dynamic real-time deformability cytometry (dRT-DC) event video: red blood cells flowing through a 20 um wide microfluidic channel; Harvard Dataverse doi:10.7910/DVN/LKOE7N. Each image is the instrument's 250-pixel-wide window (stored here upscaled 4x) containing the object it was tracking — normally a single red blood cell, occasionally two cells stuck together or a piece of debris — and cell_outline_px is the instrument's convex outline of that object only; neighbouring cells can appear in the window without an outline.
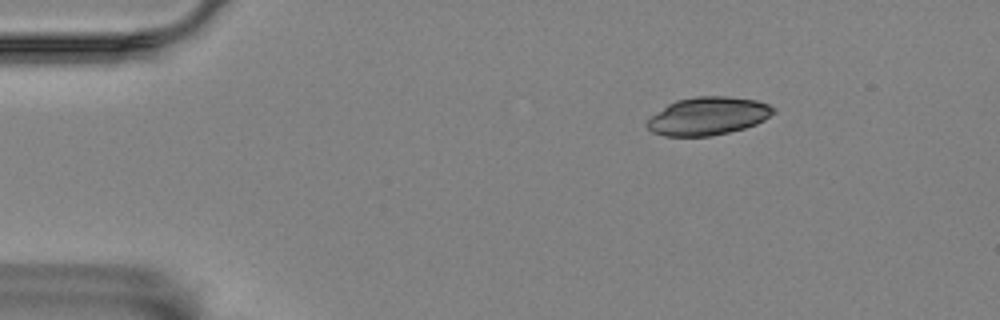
{"species": "Egyptian fruit bat (a non-hibernating species)", "species_latin": "Rousettus aegyptiacus", "temperature_condition": "room temperature", "stored_images_in_passage": 11, "camera_frame_rate_fps": 3000, "um_per_image_px": 0.085, "animal": {"sex": "female"}, "frame": {"image": 1, "passage_image": 1, "time_ms": 0.0, "image_size_px": [1000, 320], "cell_outline_px": [[776, 112], [764, 120], [756, 124], [744, 128], [728, 132], [708, 136], [664, 136], [652, 132], [644, 124], [652, 116], [668, 104], [676, 100], [696, 96], [728, 96], [756, 100], [768, 104], [776, 108]], "centroid_in_image_um": [60.19, 9.86], "position_along_channel_um": 24.8, "area_um2": 27.98}}
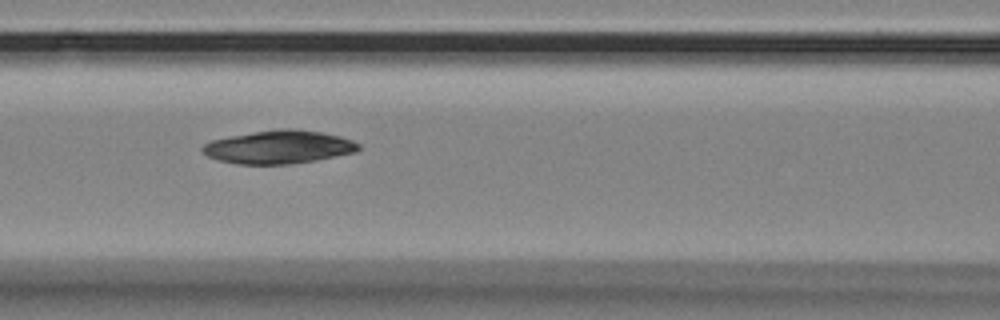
{"frame": {"image": 2, "passage_image": 5, "time_ms": 5.333, "image_size_px": [1000, 320], "cell_outline_px": [[360, 148], [356, 152], [316, 160], [288, 164], [236, 164], [220, 160], [208, 156], [200, 148], [204, 144], [212, 140], [232, 136], [276, 128], [296, 128], [320, 132], [340, 136], [352, 140], [360, 144]], "centroid_in_image_um": [23.72, 12.49], "position_along_channel_um": 142.9, "area_um2": 30.11}}
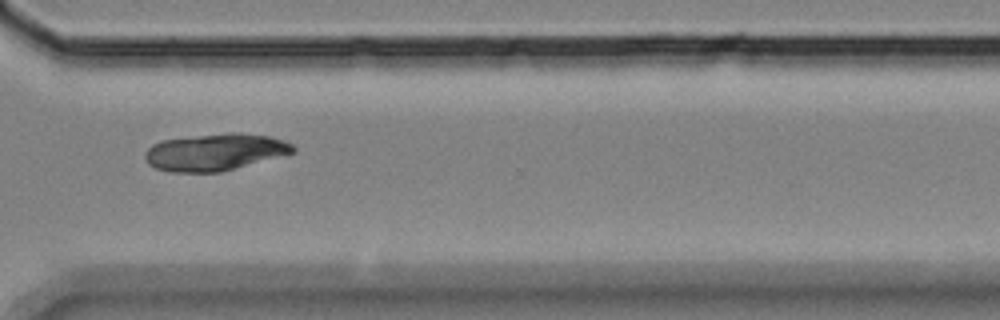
{"frame": {"image": 3, "passage_image": 10, "time_ms": 11.333, "image_size_px": [1000, 320], "cell_outline_px": [[296, 152], [220, 172], [172, 172], [156, 168], [148, 164], [144, 156], [144, 152], [152, 144], [160, 140], [228, 132], [240, 132], [272, 136], [284, 140], [292, 144], [296, 148]], "centroid_in_image_um": [18.28, 12.91], "position_along_channel_um": 352.3, "area_um2": 32.08}}